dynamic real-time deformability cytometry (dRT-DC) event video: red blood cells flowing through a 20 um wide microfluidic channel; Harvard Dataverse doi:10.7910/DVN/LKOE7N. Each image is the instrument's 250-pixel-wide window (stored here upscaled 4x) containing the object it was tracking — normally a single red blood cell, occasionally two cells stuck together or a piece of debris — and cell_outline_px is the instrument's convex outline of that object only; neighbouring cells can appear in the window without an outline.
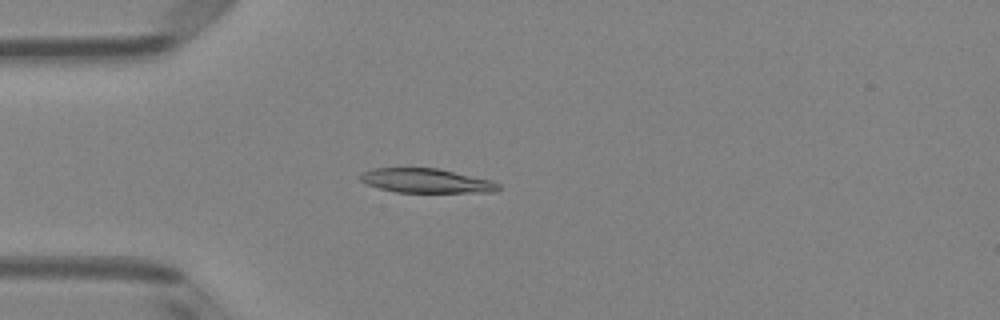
{"species": "Egyptian fruit bat (a non-hibernating species)", "species_latin": "Rousettus aegyptiacus", "temperature_condition": "room temperature", "stored_images_in_passage": 49, "camera_frame_rate_fps": 3000, "um_per_image_px": 0.085, "animal": {"sex": "female"}, "frame": {"image": 1, "passage_image": 13, "time_ms": 4.0, "image_size_px": [1000, 320], "cell_outline_px": [[500, 188], [496, 192], [396, 192], [364, 184], [360, 180], [360, 176], [364, 172], [372, 168], [440, 168], [492, 180], [500, 184]], "centroid_in_image_um": [36.26, 15.36], "position_along_channel_um": 48.7, "area_um2": 19.65}}
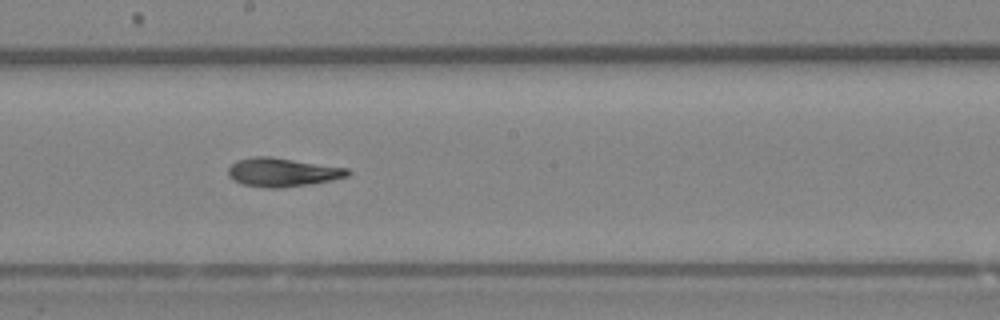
{"frame": {"image": 2, "passage_image": 27, "time_ms": 8.667, "image_size_px": [1000, 320], "cell_outline_px": [[352, 172], [348, 176], [332, 180], [308, 184], [280, 188], [264, 188], [240, 184], [232, 180], [228, 176], [228, 168], [236, 160], [256, 156], [268, 156], [348, 168]], "centroid_in_image_um": [23.97, 14.65], "position_along_channel_um": 224.2, "area_um2": 20.06}}
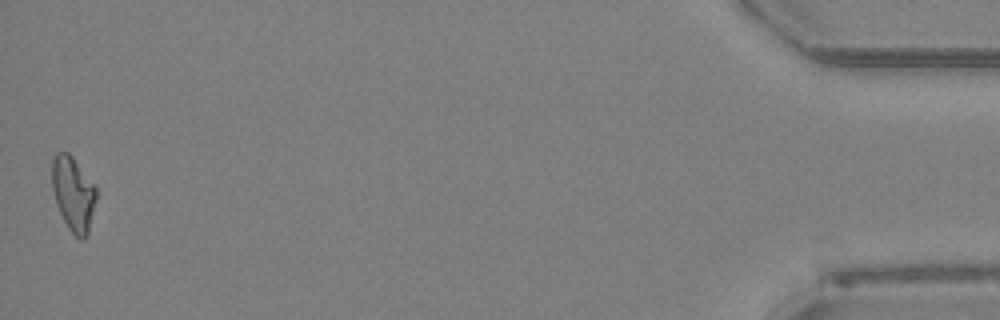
{"frame": {"image": 3, "passage_image": 49, "time_ms": 16.0, "image_size_px": [1000, 320], "cell_outline_px": [[96, 200], [88, 236], [84, 240], [80, 240], [68, 228], [56, 204], [52, 188], [52, 160], [56, 152], [68, 152], [72, 156], [96, 184]], "centroid_in_image_um": [6.25, 16.47], "position_along_channel_um": 429.0, "area_um2": 19.48}, "authors_computed_cell_mechanics": {"area_um2": 19.8254, "velocity_mm_per_s": 4.0576, "shape_relaxation_time_tau1_ms": 5.3482, "shape_relaxation_time_tau2_ms": 2.7384, "deformation_change_tau1": 0.1755, "deformation_change_tau2": 0.1022}}